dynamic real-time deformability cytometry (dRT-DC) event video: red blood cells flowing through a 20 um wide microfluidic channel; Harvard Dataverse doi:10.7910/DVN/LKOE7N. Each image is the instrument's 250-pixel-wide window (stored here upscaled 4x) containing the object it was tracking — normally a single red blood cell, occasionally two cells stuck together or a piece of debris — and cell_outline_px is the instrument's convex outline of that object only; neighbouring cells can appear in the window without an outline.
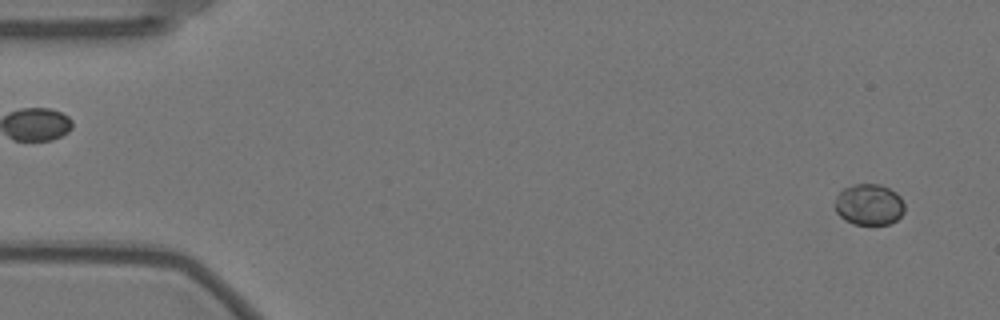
{"species": "Egyptian fruit bat (a non-hibernating species)", "species_latin": "Rousettus aegyptiacus", "temperature_condition": "warm", "stored_images_in_passage": 56, "camera_frame_rate_fps": 3000, "um_per_image_px": 0.085, "animal": {"sex": "female"}, "frame": {"image": 1, "passage_image": 3, "time_ms": 0.667, "image_size_px": [1000, 320], "cell_outline_px": [[904, 212], [896, 220], [888, 224], [852, 224], [844, 220], [836, 212], [836, 196], [844, 188], [856, 184], [880, 184], [896, 192], [900, 196], [904, 204]], "centroid_in_image_um": [73.88, 17.39], "position_along_channel_um": 11.1, "area_um2": 16.65}}
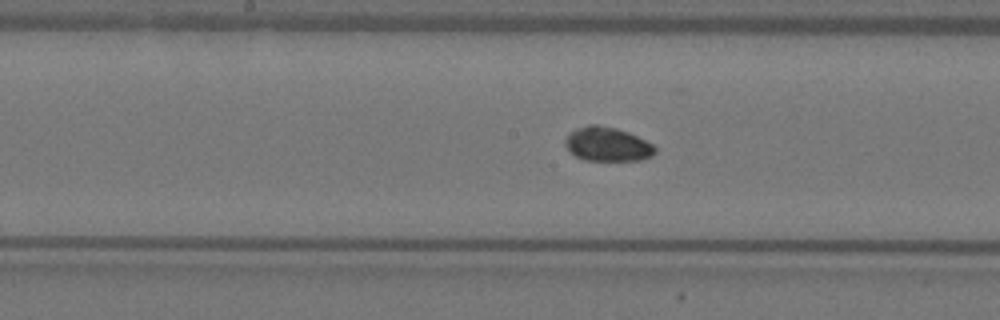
{"frame": {"image": 2, "passage_image": 29, "time_ms": 9.333, "image_size_px": [1000, 320], "cell_outline_px": [[656, 152], [652, 156], [640, 160], [584, 160], [576, 156], [564, 144], [564, 140], [576, 128], [588, 124], [596, 124], [616, 128], [628, 132], [652, 144], [656, 148]], "centroid_in_image_um": [51.63, 12.25], "position_along_channel_um": 196.6, "area_um2": 17.69}}
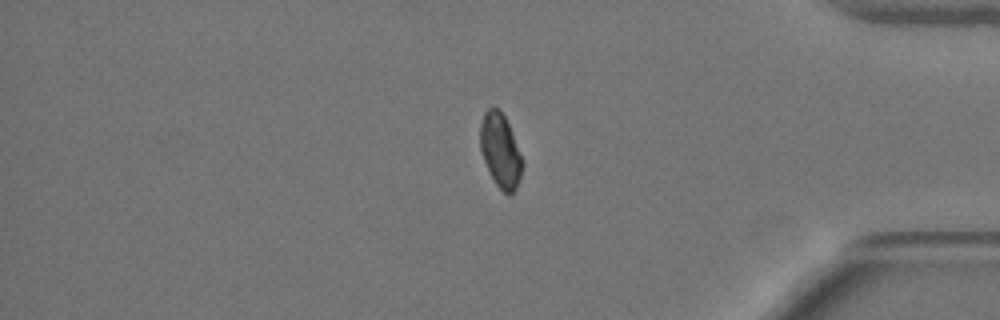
{"frame": {"image": 3, "passage_image": 48, "time_ms": 15.667, "image_size_px": [1000, 320], "cell_outline_px": [[524, 164], [516, 188], [512, 196], [508, 196], [496, 184], [484, 160], [480, 148], [480, 124], [484, 112], [488, 108], [496, 108], [504, 116], [508, 124]], "centroid_in_image_um": [42.53, 12.83], "position_along_channel_um": 392.7, "area_um2": 17.8}}